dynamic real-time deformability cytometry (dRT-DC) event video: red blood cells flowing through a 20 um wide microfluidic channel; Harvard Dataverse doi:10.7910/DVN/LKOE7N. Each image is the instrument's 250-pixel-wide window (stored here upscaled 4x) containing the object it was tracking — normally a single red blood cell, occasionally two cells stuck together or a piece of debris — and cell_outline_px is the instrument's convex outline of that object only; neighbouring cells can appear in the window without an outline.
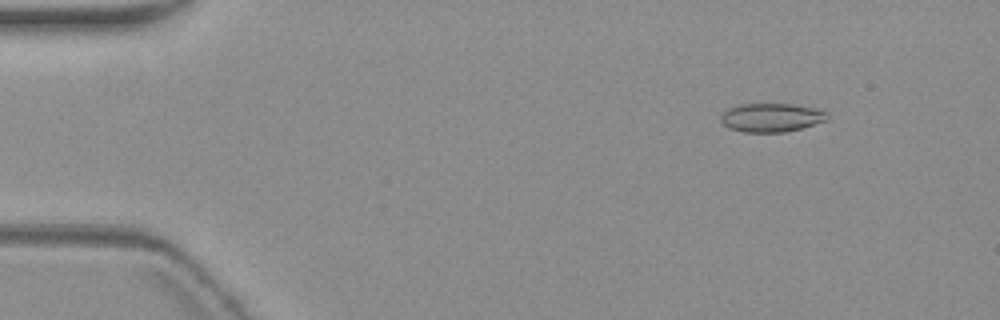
{"species": "common noctule bat (a hibernating species)", "species_latin": "Nyctalus noctula", "temperature_condition": "warm", "stored_images_in_passage": 4, "camera_frame_rate_fps": 3000, "um_per_image_px": 0.085, "animal": {"sex": "female", "body_mass_g": 19.3, "forearm_length_mm": 54.1}, "frame": {"image": 1, "passage_image": 1, "time_ms": 0.0, "image_size_px": [1000, 320], "cell_outline_px": [[828, 120], [800, 128], [784, 132], [744, 132], [728, 128], [720, 120], [720, 116], [728, 108], [740, 104], [792, 104], [816, 108], [828, 112]], "centroid_in_image_um": [65.57, 9.99], "position_along_channel_um": 19.4, "area_um2": 17.8}}
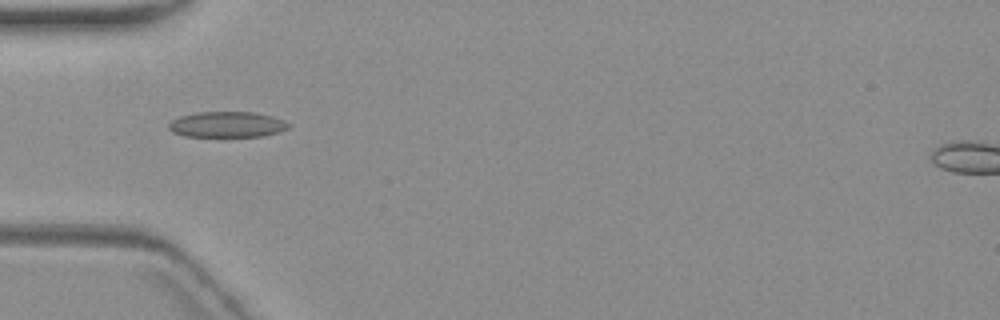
{"frame": {"image": 2, "passage_image": 3, "time_ms": 4.0, "image_size_px": [1000, 320], "cell_outline_px": [[292, 124], [288, 128], [280, 132], [264, 136], [184, 136], [172, 132], [168, 128], [168, 124], [172, 120], [180, 116], [196, 112], [256, 112], [272, 116], [284, 120]], "centroid_in_image_um": [19.33, 10.58], "position_along_channel_um": 65.7, "area_um2": 18.09}}
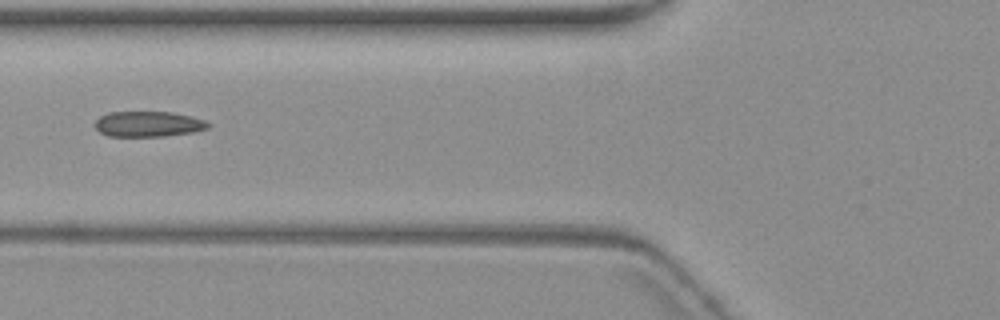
{"frame": {"image": 3, "passage_image": 4, "time_ms": 5.333, "image_size_px": [1000, 320], "cell_outline_px": [[212, 124], [208, 128], [192, 132], [164, 136], [108, 136], [100, 132], [96, 128], [96, 120], [100, 116], [108, 112], [172, 112], [204, 120]], "centroid_in_image_um": [12.6, 10.54], "position_along_channel_um": 113.2, "area_um2": 16.65}}